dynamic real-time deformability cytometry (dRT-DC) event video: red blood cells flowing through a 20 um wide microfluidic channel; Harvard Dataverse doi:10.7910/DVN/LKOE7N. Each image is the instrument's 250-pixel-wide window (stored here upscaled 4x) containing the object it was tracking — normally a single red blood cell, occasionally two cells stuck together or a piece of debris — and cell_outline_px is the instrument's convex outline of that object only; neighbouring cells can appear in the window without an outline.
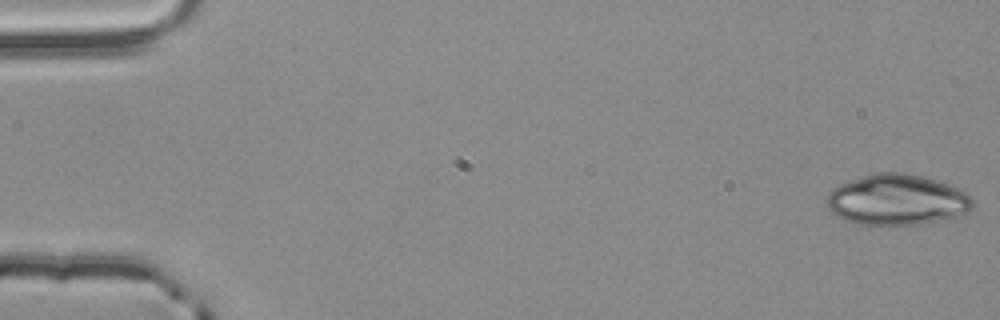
{"species": "common noctule bat (a hibernating species)", "species_latin": "Nyctalus noctula", "temperature_condition": "room temperature", "stored_images_in_passage": 4, "camera_frame_rate_fps": 3000, "um_per_image_px": 0.085, "animal": {"sex": "male", "body_mass_g": 20.4}, "frame": {"image": 1, "passage_image": 1, "time_ms": 0.0, "image_size_px": [1000, 320], "cell_outline_px": [[976, 204], [968, 212], [924, 224], [856, 224], [844, 220], [836, 216], [828, 208], [828, 192], [832, 188], [840, 184], [872, 172], [904, 172], [924, 176], [960, 188], [968, 192], [972, 196]], "centroid_in_image_um": [76.27, 16.96], "position_along_channel_um": 8.7, "area_um2": 43.47}}